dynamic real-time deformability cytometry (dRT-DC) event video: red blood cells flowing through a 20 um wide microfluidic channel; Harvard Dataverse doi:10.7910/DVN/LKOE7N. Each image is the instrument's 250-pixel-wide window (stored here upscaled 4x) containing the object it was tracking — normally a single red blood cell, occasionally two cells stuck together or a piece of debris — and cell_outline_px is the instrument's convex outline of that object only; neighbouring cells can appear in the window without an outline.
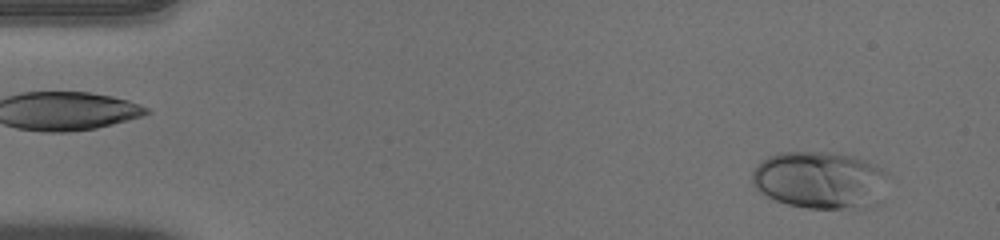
{"species": "human", "species_latin": "Homo sapiens", "temperature_condition": "warm", "stored_images_in_passage": 50, "camera_frame_rate_fps": 3000, "um_per_image_px": 0.085, "donor": {"sex": "male"}, "frame": {"image": 1, "passage_image": 3, "time_ms": 0.667, "image_size_px": [1000, 240], "cell_outline_px": [[888, 176], [880, 204], [864, 208], [808, 208], [788, 204], [776, 200], [760, 192], [752, 184], [752, 172], [756, 164], [760, 160], [768, 156], [780, 152], [828, 152], [856, 156], [876, 164], [884, 168], [888, 172]], "centroid_in_image_um": [69.74, 15.3], "position_along_channel_um": 15.3, "area_um2": 46.24}}
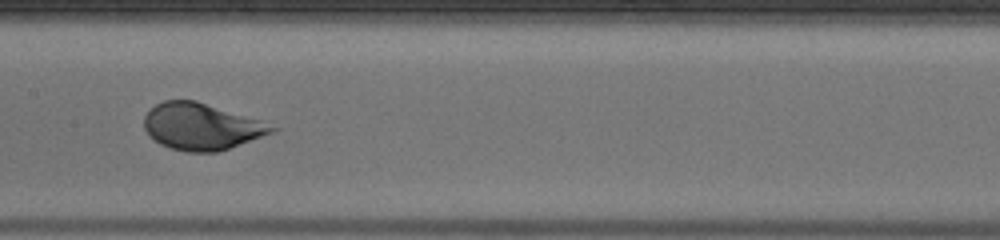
{"frame": {"image": 2, "passage_image": 25, "time_ms": 8.0, "image_size_px": [1000, 240], "cell_outline_px": [[280, 128], [272, 132], [228, 148], [216, 152], [188, 152], [172, 148], [160, 144], [144, 128], [144, 116], [156, 104], [164, 100], [196, 100], [260, 120]], "centroid_in_image_um": [17.11, 10.74], "position_along_channel_um": 190.3, "area_um2": 34.16}}
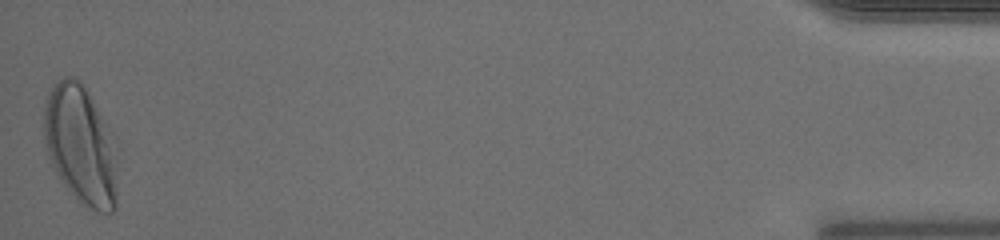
{"frame": {"image": 3, "passage_image": 50, "time_ms": 16.333, "image_size_px": [1000, 240], "cell_outline_px": [[116, 208], [112, 212], [100, 212], [88, 208], [80, 204], [60, 180], [44, 148], [44, 100], [48, 92], [64, 76], [76, 76], [84, 84], [100, 116], [108, 152], [116, 192]], "centroid_in_image_um": [6.68, 12.33], "position_along_channel_um": 428.5, "area_um2": 48.32}, "authors_computed_cell_mechanics": {"area_um2": 36.7319, "velocity_mm_per_s": 3.9752, "shape_relaxation_time_tau1_ms": 2.3118, "shape_relaxation_time_tau2_ms": null, "deformation_change_tau1": 0.1709, "deformation_change_tau2": null}}